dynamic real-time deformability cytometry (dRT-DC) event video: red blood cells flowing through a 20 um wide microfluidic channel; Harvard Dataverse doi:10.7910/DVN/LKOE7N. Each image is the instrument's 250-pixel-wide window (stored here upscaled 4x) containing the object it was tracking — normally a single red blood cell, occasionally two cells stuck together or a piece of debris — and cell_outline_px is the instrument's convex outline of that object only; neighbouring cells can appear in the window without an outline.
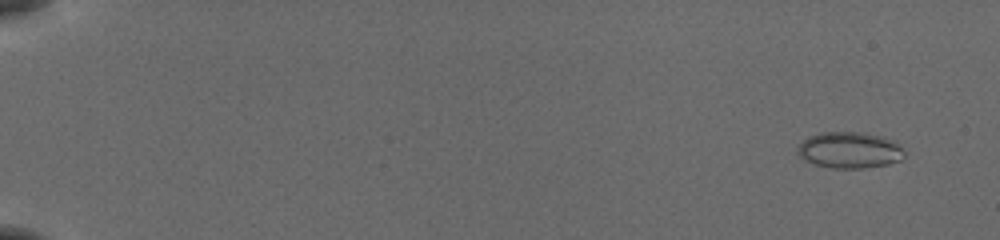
{"species": "common noctule bat (a hibernating species)", "species_latin": "Nyctalus noctula", "temperature_condition": "cold", "stored_images_in_passage": 55, "camera_frame_rate_fps": 3000, "um_per_image_px": 0.085, "animal": {"sex": "female", "body_mass_g": 19.5, "forearm_length_mm": 54.1}, "frame": {"image": 1, "passage_image": 4, "time_ms": 1.0, "image_size_px": [1000, 240], "cell_outline_px": [[904, 156], [900, 160], [888, 164], [864, 168], [832, 168], [816, 164], [800, 156], [796, 152], [800, 144], [808, 136], [820, 132], [864, 132], [884, 136], [896, 140], [904, 152]], "centroid_in_image_um": [72.26, 12.74], "position_along_channel_um": 12.7, "area_um2": 22.66}}
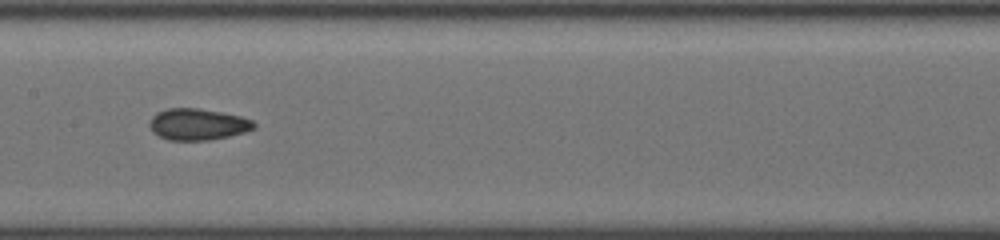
{"frame": {"image": 2, "passage_image": 31, "time_ms": 10.0, "image_size_px": [1000, 240], "cell_outline_px": [[256, 128], [244, 132], [228, 136], [208, 140], [168, 140], [152, 132], [148, 124], [148, 120], [156, 112], [168, 108], [200, 108], [240, 116], [252, 120], [256, 124]], "centroid_in_image_um": [16.77, 10.56], "position_along_channel_um": 190.6, "area_um2": 19.25}}
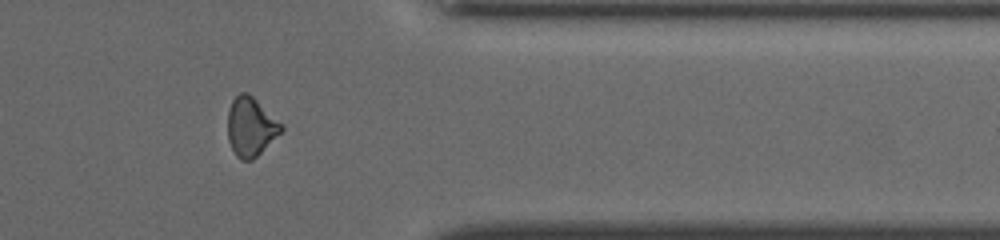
{"frame": {"image": 3, "passage_image": 47, "time_ms": 15.333, "image_size_px": [1000, 240], "cell_outline_px": [[284, 128], [252, 160], [240, 160], [236, 156], [228, 140], [228, 108], [232, 100], [240, 92], [248, 92], [284, 124]], "centroid_in_image_um": [21.3, 10.74], "position_along_channel_um": 390.1, "area_um2": 18.32}, "authors_computed_cell_mechanics": {"area_um2": 19.2474, "velocity_mm_per_s": 3.8959, "shape_relaxation_time_tau1_ms": null, "shape_relaxation_time_tau2_ms": 2.6275, "deformation_change_tau1": null, "deformation_change_tau2": 0.0824}}